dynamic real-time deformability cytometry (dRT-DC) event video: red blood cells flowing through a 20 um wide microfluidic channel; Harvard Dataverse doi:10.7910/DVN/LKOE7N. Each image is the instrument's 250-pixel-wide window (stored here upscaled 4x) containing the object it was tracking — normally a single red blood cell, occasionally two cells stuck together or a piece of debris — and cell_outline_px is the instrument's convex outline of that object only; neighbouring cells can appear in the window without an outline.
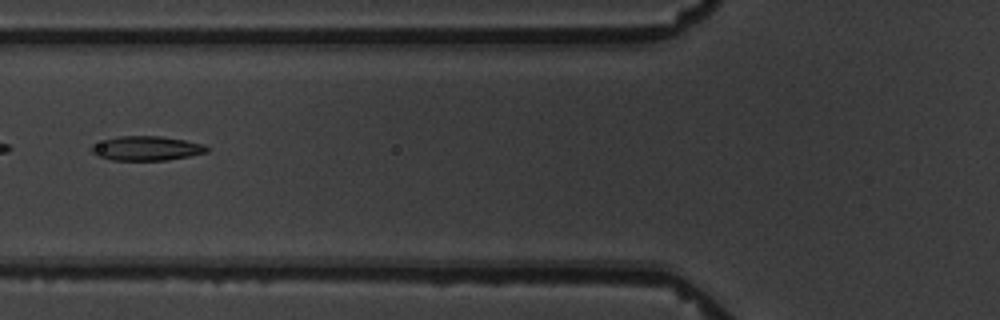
{"species": "common noctule bat (a hibernating species)", "species_latin": "Nyctalus noctula", "temperature_condition": "warm", "stored_images_in_passage": 8, "camera_frame_rate_fps": 3000, "um_per_image_px": 0.085, "animal": {"sex": "male", "body_mass_g": 19.5, "forearm_length_mm": 54.6}, "frame": {"image": 1, "passage_image": 3, "time_ms": 2.333, "image_size_px": [1000, 320], "cell_outline_px": [[208, 152], [168, 160], [112, 160], [96, 156], [88, 148], [92, 144], [104, 140], [120, 136], [160, 136], [184, 140], [204, 144], [208, 148]], "centroid_in_image_um": [12.41, 12.61], "position_along_channel_um": 113.4, "area_um2": 16.42}}
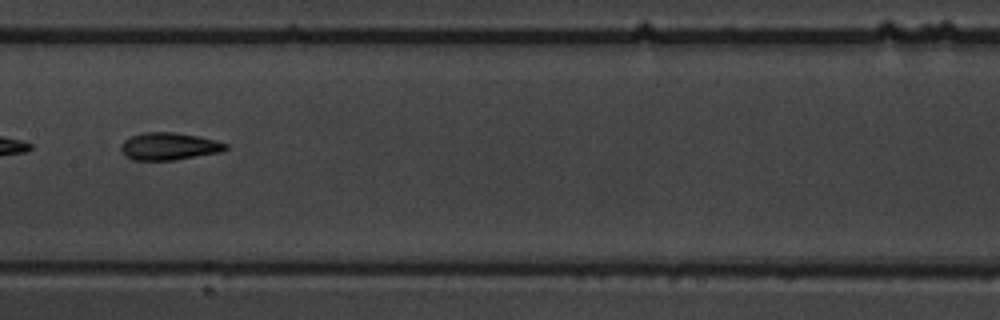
{"frame": {"image": 2, "passage_image": 5, "time_ms": 4.667, "image_size_px": [1000, 320], "cell_outline_px": [[228, 148], [220, 152], [176, 160], [132, 160], [124, 156], [120, 148], [120, 144], [124, 140], [132, 136], [144, 132], [176, 132], [216, 140], [228, 144]], "centroid_in_image_um": [14.34, 12.44], "position_along_channel_um": 193.1, "area_um2": 16.82}}
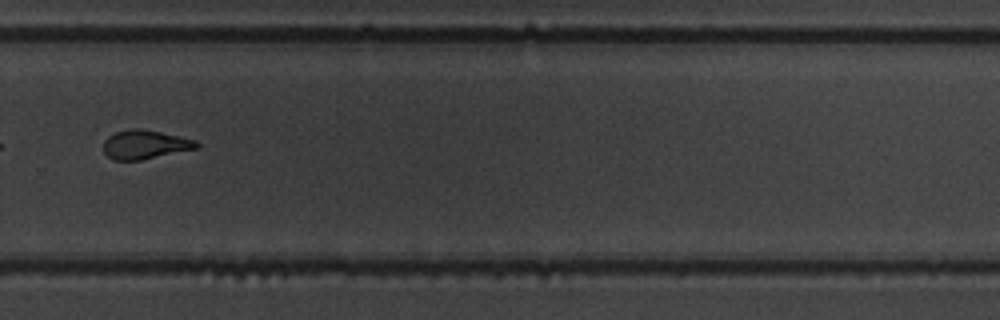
{"frame": {"image": 3, "passage_image": 8, "time_ms": 8.333, "image_size_px": [1000, 320], "cell_outline_px": [[200, 148], [140, 160], [112, 160], [104, 152], [104, 140], [108, 136], [116, 132], [132, 128], [140, 128], [160, 132], [196, 140], [200, 144]], "centroid_in_image_um": [12.34, 12.29], "position_along_channel_um": 317.5, "area_um2": 15.72}}